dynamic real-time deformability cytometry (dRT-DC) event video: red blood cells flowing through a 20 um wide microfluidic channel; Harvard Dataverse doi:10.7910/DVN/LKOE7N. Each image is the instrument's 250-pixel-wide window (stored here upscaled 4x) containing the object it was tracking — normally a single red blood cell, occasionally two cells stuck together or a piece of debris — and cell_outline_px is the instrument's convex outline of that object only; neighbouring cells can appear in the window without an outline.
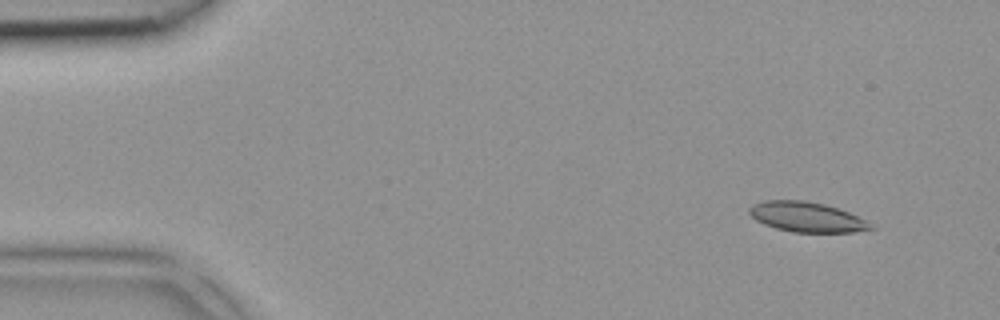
{"species": "common noctule bat (a hibernating species)", "species_latin": "Nyctalus noctula", "temperature_condition": "room temperature", "stored_images_in_passage": 4, "camera_frame_rate_fps": 3000, "um_per_image_px": 0.085, "animal": {"sex": "female", "body_mass_g": 18.4}, "frame": {"image": 1, "passage_image": 1, "time_ms": 0.0, "image_size_px": [1000, 320], "cell_outline_px": [[876, 228], [852, 232], [792, 232], [776, 228], [764, 224], [756, 220], [748, 212], [748, 208], [752, 204], [764, 200], [804, 200], [824, 204], [848, 212], [864, 220]], "centroid_in_image_um": [68.51, 18.44], "position_along_channel_um": 16.5, "area_um2": 21.04}}
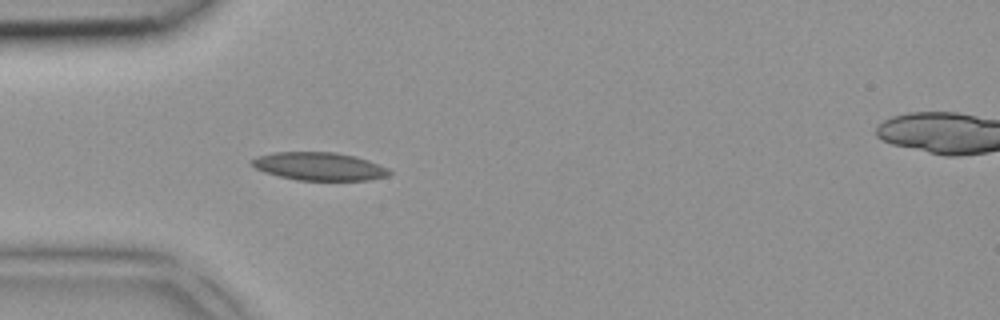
{"frame": {"image": 2, "passage_image": 3, "time_ms": 0.667, "image_size_px": [1000, 320], "cell_outline_px": [[392, 172], [388, 176], [368, 180], [296, 180], [264, 172], [256, 168], [252, 164], [252, 160], [256, 156], [272, 152], [336, 152], [356, 156], [368, 160], [388, 168]], "centroid_in_image_um": [27.15, 14.13], "position_along_channel_um": 57.9, "area_um2": 22.48}}